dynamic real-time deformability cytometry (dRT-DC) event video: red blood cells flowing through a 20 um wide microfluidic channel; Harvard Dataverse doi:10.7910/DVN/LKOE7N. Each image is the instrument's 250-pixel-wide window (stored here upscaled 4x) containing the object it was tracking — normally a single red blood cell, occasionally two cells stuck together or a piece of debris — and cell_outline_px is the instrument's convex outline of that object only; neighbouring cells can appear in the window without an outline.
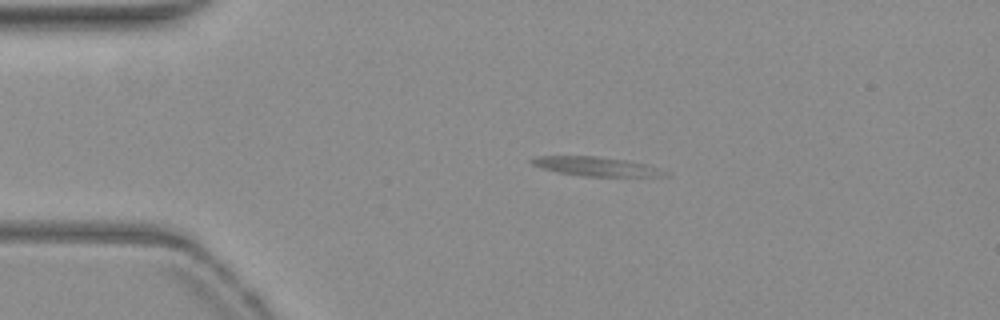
{"species": "common noctule bat (a hibernating species)", "species_latin": "Nyctalus noctula", "temperature_condition": "warm", "stored_images_in_passage": 44, "camera_frame_rate_fps": 3000, "um_per_image_px": 0.085, "animal": {"sex": "female", "body_mass_g": 19.3, "forearm_length_mm": 54.1}, "frame": {"image": 1, "passage_image": 1, "time_ms": 0.0, "image_size_px": [1000, 320], "cell_outline_px": [[668, 176], [580, 176], [556, 172], [540, 168], [532, 164], [528, 160], [536, 156], [596, 156], [624, 160], [648, 164], [668, 172]], "centroid_in_image_um": [50.63, 14.15], "position_along_channel_um": 34.4, "area_um2": 14.91}}
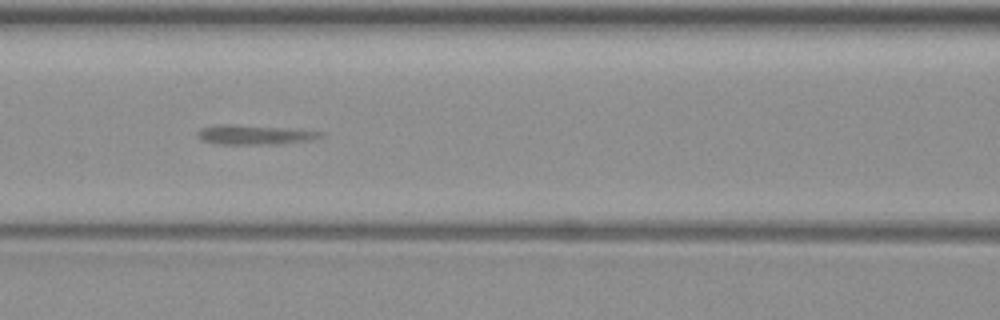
{"frame": {"image": 2, "passage_image": 13, "time_ms": 4.0, "image_size_px": [1000, 320], "cell_outline_px": [[324, 136], [308, 140], [280, 144], [216, 144], [200, 140], [196, 132], [200, 128], [216, 124], [228, 124], [284, 128], [324, 132]], "centroid_in_image_um": [21.56, 11.45], "position_along_channel_um": 145.0, "area_um2": 13.99}}
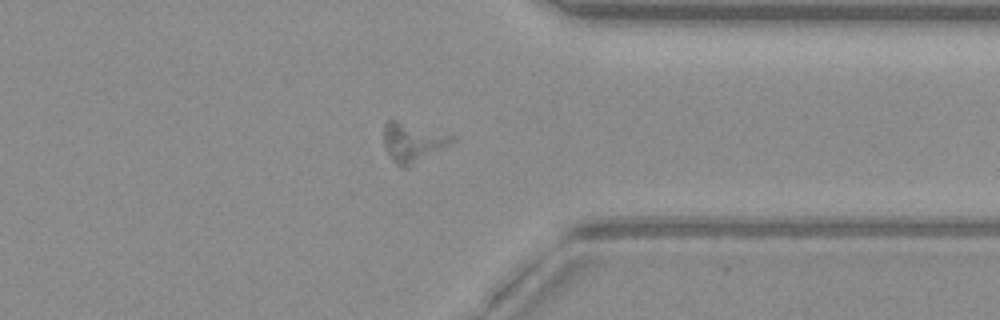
{"frame": {"image": 3, "passage_image": 32, "time_ms": 10.333, "image_size_px": [1000, 320], "cell_outline_px": [[456, 140], [408, 168], [400, 168], [392, 160], [384, 144], [384, 124], [388, 120], [396, 120], [456, 136]], "centroid_in_image_um": [35.07, 12.11], "position_along_channel_um": 376.3, "area_um2": 15.43}}